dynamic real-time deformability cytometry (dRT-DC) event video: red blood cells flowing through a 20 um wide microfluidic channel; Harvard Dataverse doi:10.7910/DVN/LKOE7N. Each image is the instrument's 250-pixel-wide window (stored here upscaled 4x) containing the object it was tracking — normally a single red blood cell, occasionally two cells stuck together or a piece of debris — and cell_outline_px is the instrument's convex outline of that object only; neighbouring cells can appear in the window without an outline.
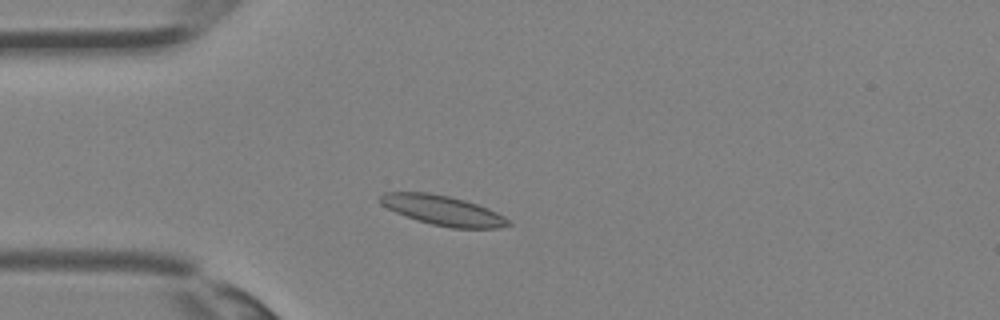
{"species": "Egyptian fruit bat (a non-hibernating species)", "species_latin": "Rousettus aegyptiacus", "temperature_condition": "room temperature", "stored_images_in_passage": 32, "camera_frame_rate_fps": 3000, "um_per_image_px": 0.085, "animal": {"sex": "female"}, "frame": {"image": 1, "passage_image": 6, "time_ms": 1.667, "image_size_px": [1000, 320], "cell_outline_px": [[512, 224], [500, 228], [452, 228], [432, 224], [416, 220], [396, 212], [380, 204], [380, 196], [384, 192], [428, 192], [448, 196], [464, 200], [488, 208], [504, 216]], "centroid_in_image_um": [37.64, 17.88], "position_along_channel_um": 47.4, "area_um2": 22.08}}
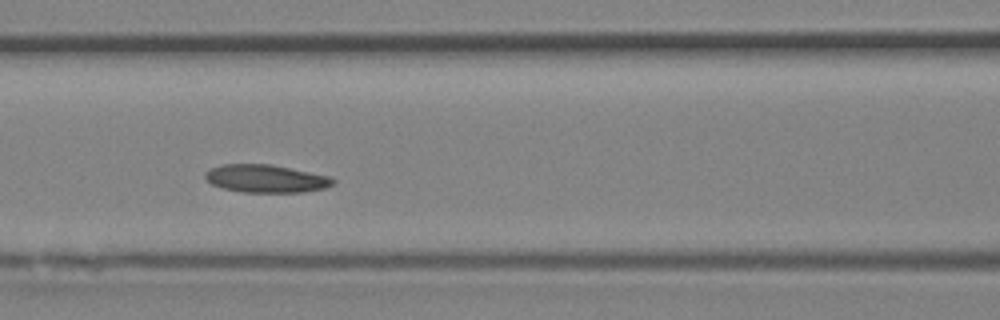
{"frame": {"image": 2, "passage_image": 12, "time_ms": 3.667, "image_size_px": [1000, 320], "cell_outline_px": [[336, 180], [332, 184], [324, 188], [304, 192], [244, 192], [220, 188], [212, 184], [204, 176], [204, 172], [212, 168], [224, 164], [272, 164], [332, 176]], "centroid_in_image_um": [22.62, 15.18], "position_along_channel_um": 144.0, "area_um2": 20.87}}
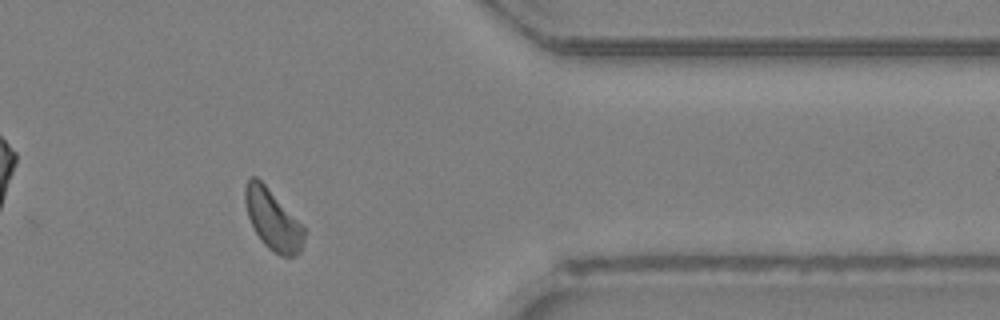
{"frame": {"image": 3, "passage_image": 26, "time_ms": 8.333, "image_size_px": [1000, 320], "cell_outline_px": [[304, 240], [300, 252], [292, 256], [280, 256], [268, 248], [260, 240], [248, 216], [244, 200], [244, 188], [248, 180], [252, 176], [256, 176], [264, 184], [304, 228]], "centroid_in_image_um": [23.16, 18.69], "position_along_channel_um": 388.2, "area_um2": 20.23}}